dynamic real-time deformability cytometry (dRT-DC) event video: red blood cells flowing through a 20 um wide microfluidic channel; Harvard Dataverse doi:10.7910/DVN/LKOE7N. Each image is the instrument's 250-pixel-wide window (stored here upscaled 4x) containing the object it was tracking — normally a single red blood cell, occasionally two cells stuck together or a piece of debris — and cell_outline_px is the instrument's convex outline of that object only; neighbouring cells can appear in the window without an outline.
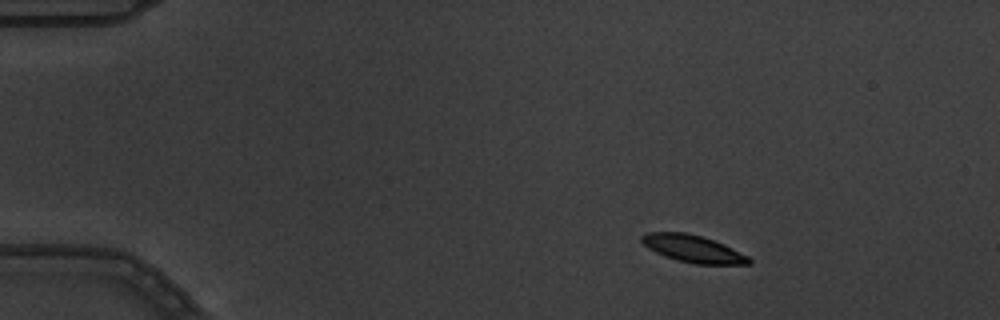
{"species": "common noctule bat (a hibernating species)", "species_latin": "Nyctalus noctula", "temperature_condition": "warm", "stored_images_in_passage": 6, "camera_frame_rate_fps": 3000, "um_per_image_px": 0.085, "animal": {"sex": "male", "body_mass_g": 19.5, "forearm_length_mm": 54.6}, "frame": {"image": 1, "passage_image": 2, "time_ms": 0.333, "image_size_px": [1000, 320], "cell_outline_px": [[752, 264], [696, 264], [664, 256], [648, 248], [640, 240], [640, 236], [648, 232], [684, 232], [700, 236], [724, 244], [748, 256], [752, 260]], "centroid_in_image_um": [58.9, 21.14], "position_along_channel_um": 26.1, "area_um2": 16.82}}
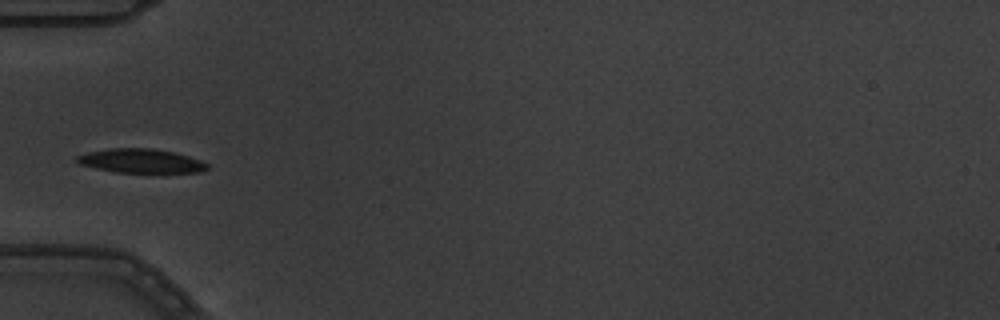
{"frame": {"image": 2, "passage_image": 5, "time_ms": 1.333, "image_size_px": [1000, 320], "cell_outline_px": [[208, 168], [200, 172], [116, 172], [96, 168], [80, 164], [76, 160], [76, 156], [88, 152], [108, 148], [152, 148], [172, 152], [188, 156], [200, 160], [208, 164]], "centroid_in_image_um": [11.96, 13.67], "position_along_channel_um": 73.0, "area_um2": 18.03}}